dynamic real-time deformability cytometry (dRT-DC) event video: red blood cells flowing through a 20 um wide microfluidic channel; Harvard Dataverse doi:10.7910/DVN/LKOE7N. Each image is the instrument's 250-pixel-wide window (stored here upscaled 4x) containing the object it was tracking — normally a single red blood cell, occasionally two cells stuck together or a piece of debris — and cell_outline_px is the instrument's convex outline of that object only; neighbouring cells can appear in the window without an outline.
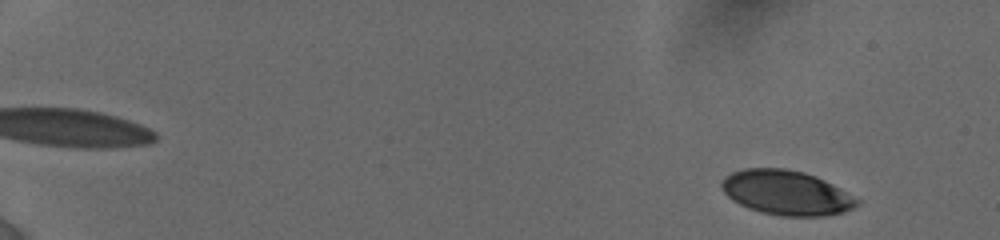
{"species": "human", "species_latin": "Homo sapiens", "temperature_condition": "cold", "stored_images_in_passage": 22, "camera_frame_rate_fps": 3000, "um_per_image_px": 0.085, "donor": {"sex": "female"}, "frame": {"image": 1, "passage_image": 2, "time_ms": 0.667, "image_size_px": [1000, 240], "cell_outline_px": [[860, 204], [844, 212], [828, 216], [780, 216], [760, 212], [748, 208], [732, 200], [724, 192], [720, 184], [724, 176], [732, 172], [744, 168], [784, 168], [804, 172], [816, 176], [840, 188], [860, 200]], "centroid_in_image_um": [66.84, 16.38], "position_along_channel_um": 18.2, "area_um2": 35.37}}
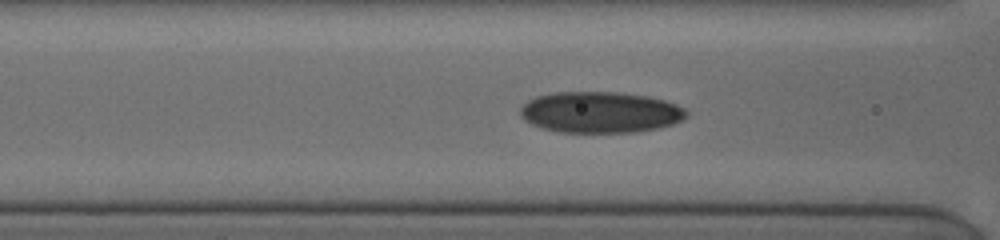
{"frame": {"image": 2, "passage_image": 16, "time_ms": 7.667, "image_size_px": [1000, 240], "cell_outline_px": [[688, 116], [684, 120], [660, 128], [636, 132], [560, 132], [544, 128], [532, 124], [524, 120], [520, 116], [520, 108], [528, 100], [536, 96], [556, 92], [616, 92], [648, 96], [664, 100], [676, 104], [684, 108], [688, 112]], "centroid_in_image_um": [51.05, 9.54], "position_along_channel_um": 115.6, "area_um2": 40.0}}
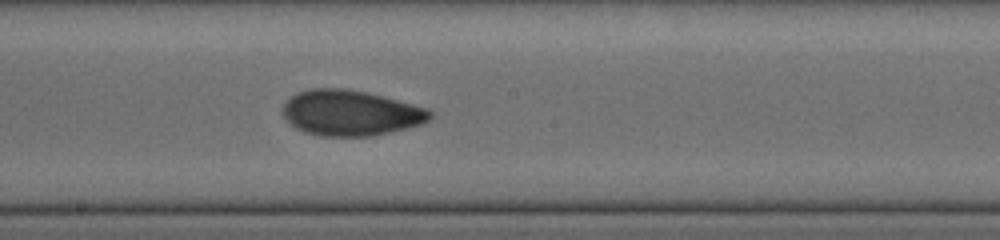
{"frame": {"image": 3, "passage_image": 22, "time_ms": 10.333, "image_size_px": [1000, 240], "cell_outline_px": [[432, 116], [428, 120], [420, 124], [372, 136], [320, 136], [304, 132], [296, 128], [284, 116], [284, 104], [296, 92], [308, 88], [348, 88], [368, 92], [428, 108], [432, 112]], "centroid_in_image_um": [29.79, 9.58], "position_along_channel_um": 218.4, "area_um2": 38.96}}